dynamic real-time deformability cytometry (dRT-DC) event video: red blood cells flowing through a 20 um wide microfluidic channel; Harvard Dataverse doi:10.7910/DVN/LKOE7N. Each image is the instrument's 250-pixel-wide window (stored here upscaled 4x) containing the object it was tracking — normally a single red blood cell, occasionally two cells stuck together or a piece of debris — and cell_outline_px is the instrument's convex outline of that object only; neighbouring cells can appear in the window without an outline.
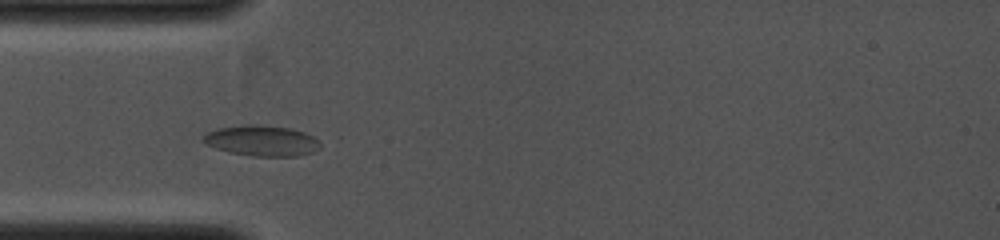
{"species": "common noctule bat (a hibernating species)", "species_latin": "Nyctalus noctula", "temperature_condition": "cold", "stored_images_in_passage": 28, "camera_frame_rate_fps": 4000, "um_per_image_px": 0.085, "animal": {"sex": "female", "body_mass_g": 19.0, "forearm_length_mm": 53.3}, "frame": {"image": 1, "passage_image": 2, "time_ms": 0.5, "image_size_px": [1000, 240], "cell_outline_px": [[320, 148], [312, 152], [296, 156], [252, 156], [228, 152], [216, 148], [200, 140], [208, 132], [216, 128], [248, 124], [252, 124], [288, 128], [304, 132], [312, 136], [320, 144]], "centroid_in_image_um": [22.22, 11.96], "position_along_channel_um": 62.8, "area_um2": 20.69}}
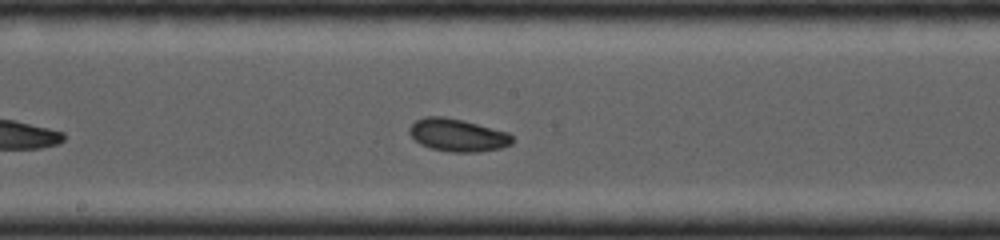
{"frame": {"image": 2, "passage_image": 9, "time_ms": 3.25, "image_size_px": [1000, 240], "cell_outline_px": [[512, 144], [500, 148], [476, 152], [452, 152], [432, 148], [420, 144], [408, 132], [408, 128], [416, 120], [424, 116], [444, 116], [464, 120], [508, 132], [512, 136]], "centroid_in_image_um": [38.89, 11.47], "position_along_channel_um": 209.3, "area_um2": 19.59}}
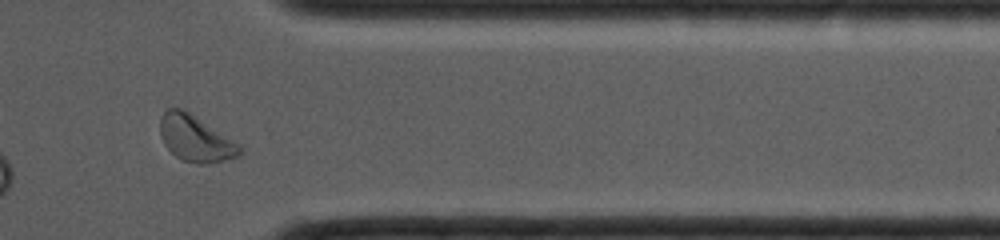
{"frame": {"image": 3, "passage_image": 24, "time_ms": 6.75, "image_size_px": [1000, 240], "cell_outline_px": [[244, 152], [240, 156], [224, 160], [204, 164], [196, 164], [180, 160], [164, 144], [160, 136], [160, 116], [168, 108], [184, 108], [240, 144]], "centroid_in_image_um": [16.62, 11.77], "position_along_channel_um": 394.8, "area_um2": 21.73}}